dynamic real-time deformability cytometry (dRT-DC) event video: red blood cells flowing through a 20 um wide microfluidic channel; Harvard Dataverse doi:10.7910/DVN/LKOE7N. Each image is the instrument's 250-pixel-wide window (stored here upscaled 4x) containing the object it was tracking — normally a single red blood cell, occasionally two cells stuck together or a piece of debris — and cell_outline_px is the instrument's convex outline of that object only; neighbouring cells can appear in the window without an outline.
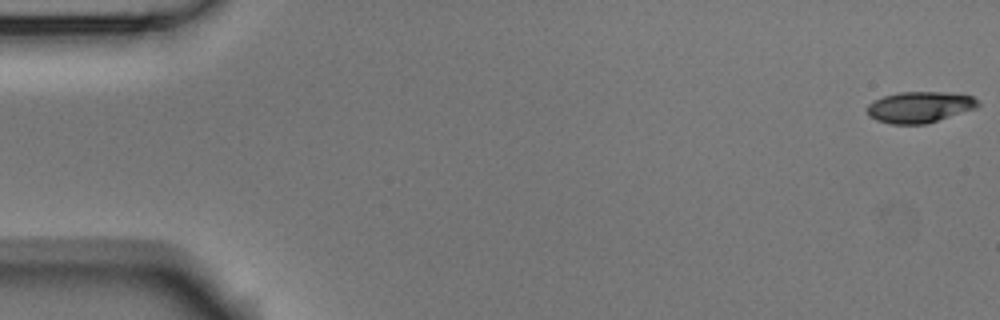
{"species": "Egyptian fruit bat (a non-hibernating species)", "species_latin": "Rousettus aegyptiacus", "temperature_condition": "room temperature", "stored_images_in_passage": 5, "camera_frame_rate_fps": 3000, "um_per_image_px": 0.085, "animal": {"sex": "male"}, "frame": {"image": 1, "passage_image": 1, "time_ms": 0.0, "image_size_px": [1000, 320], "cell_outline_px": [[980, 104], [976, 108], [924, 124], [892, 124], [876, 120], [868, 116], [868, 104], [872, 100], [884, 96], [900, 92], [944, 92], [972, 96], [980, 100]], "centroid_in_image_um": [78.16, 9.1], "position_along_channel_um": 6.8, "area_um2": 20.0}}
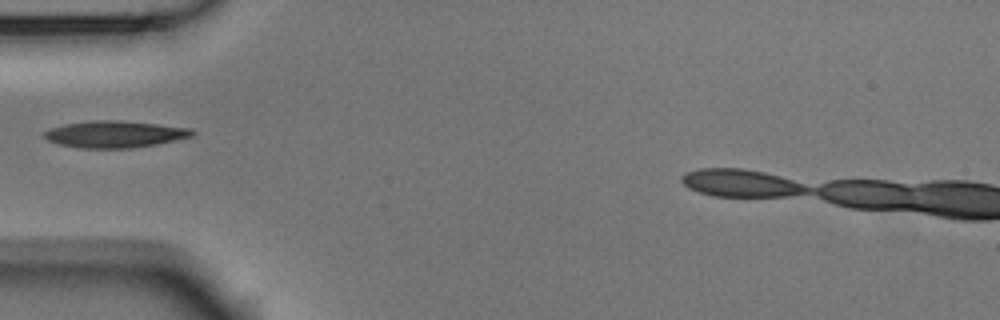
{"frame": {"image": 2, "passage_image": 5, "time_ms": 1.333, "image_size_px": [1000, 320], "cell_outline_px": [[196, 132], [192, 136], [156, 144], [132, 148], [80, 148], [56, 144], [40, 136], [44, 132], [52, 128], [64, 124], [92, 120], [120, 120], [192, 128]], "centroid_in_image_um": [9.72, 11.41], "position_along_channel_um": 75.3, "area_um2": 23.18}}